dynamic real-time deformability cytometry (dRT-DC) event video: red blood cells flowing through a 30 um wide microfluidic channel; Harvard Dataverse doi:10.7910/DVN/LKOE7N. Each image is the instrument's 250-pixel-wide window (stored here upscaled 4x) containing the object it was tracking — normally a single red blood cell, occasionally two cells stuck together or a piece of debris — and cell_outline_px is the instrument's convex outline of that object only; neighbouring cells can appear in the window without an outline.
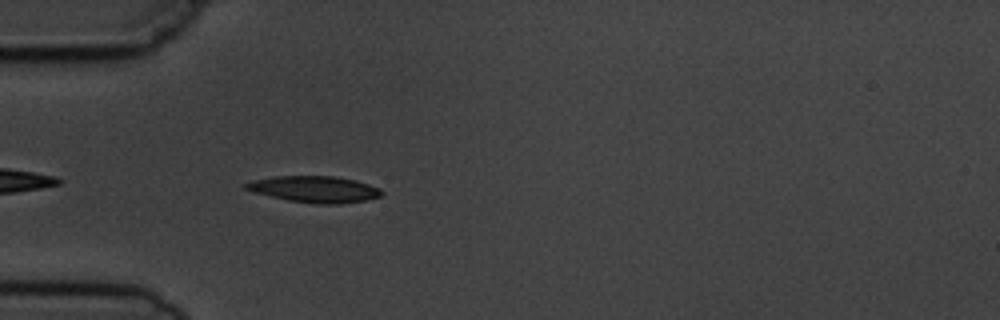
{"species": "common noctule bat (a hibernating species)", "species_latin": "Nyctalus noctula", "temperature_condition": "cold", "stored_images_in_passage": 3, "camera_frame_rate_fps": 3000, "um_per_image_px": 0.085, "animal": {"sex": "male", "body_mass_g": 19.5, "forearm_length_mm": 54.6}, "frame": {"image": 1, "passage_image": 3, "time_ms": 2.333, "image_size_px": [1000, 320], "cell_outline_px": [[384, 192], [380, 196], [364, 200], [340, 204], [316, 204], [288, 200], [256, 192], [244, 188], [244, 184], [252, 180], [276, 176], [332, 176], [356, 180], [380, 188]], "centroid_in_image_um": [26.76, 16.08], "position_along_channel_um": 58.2, "area_um2": 20.69}}